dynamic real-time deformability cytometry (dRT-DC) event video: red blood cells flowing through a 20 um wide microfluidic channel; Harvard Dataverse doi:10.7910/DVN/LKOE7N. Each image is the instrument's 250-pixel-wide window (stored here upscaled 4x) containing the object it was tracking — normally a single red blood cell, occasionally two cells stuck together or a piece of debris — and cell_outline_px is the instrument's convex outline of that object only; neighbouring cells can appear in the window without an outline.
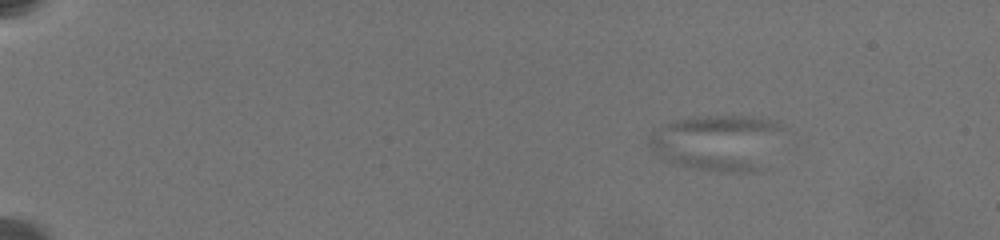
{"species": "common noctule bat (a hibernating species)", "species_latin": "Nyctalus noctula", "temperature_condition": "warm", "stored_images_in_passage": 38, "camera_frame_rate_fps": 3000, "um_per_image_px": 0.085, "animal": {"sex": "female", "body_mass_g": 19.5, "forearm_length_mm": 54.1}, "frame": {"image": 1, "passage_image": 8, "time_ms": 4.0, "image_size_px": [1000, 240], "cell_outline_px": [[776, 128], [756, 168], [752, 172], [716, 172], [688, 168], [676, 164], [660, 156], [648, 144], [648, 140], [652, 136], [672, 124], [688, 116], [748, 116], [772, 120], [776, 124]], "centroid_in_image_um": [60.79, 12.12], "position_along_channel_um": 24.2, "area_um2": 40.4}}
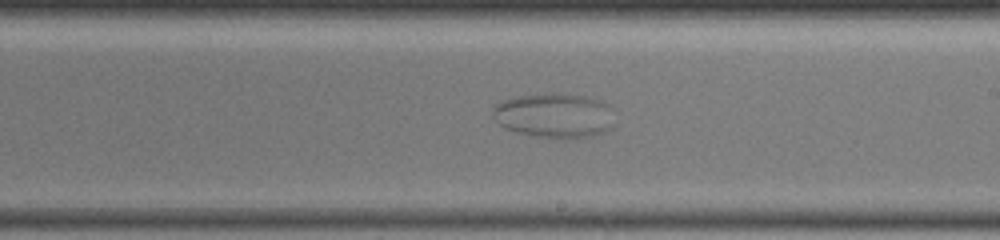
{"frame": {"image": 2, "passage_image": 27, "time_ms": 15.0, "image_size_px": [1000, 240], "cell_outline_px": [[612, 128], [604, 132], [592, 136], [560, 140], [556, 140], [516, 132], [504, 128], [496, 120], [492, 112], [492, 108], [496, 104], [504, 100], [520, 96], [584, 96], [596, 100], [604, 104], [612, 124]], "centroid_in_image_um": [47.04, 9.9], "position_along_channel_um": 242.0, "area_um2": 30.52}}
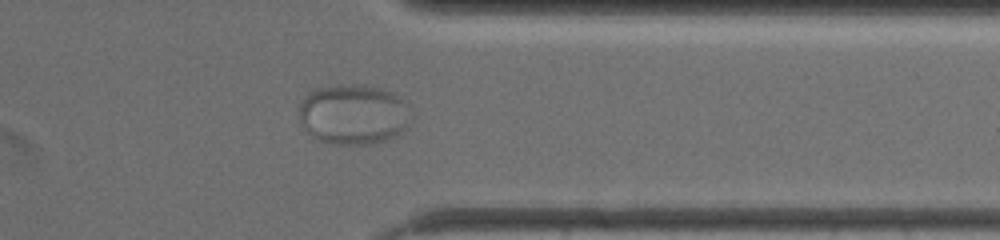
{"frame": {"image": 3, "passage_image": 33, "time_ms": 19.333, "image_size_px": [1000, 240], "cell_outline_px": [[408, 128], [396, 136], [388, 140], [368, 144], [332, 144], [316, 140], [304, 128], [300, 120], [300, 104], [304, 96], [308, 92], [316, 88], [352, 84], [364, 84], [388, 92], [404, 100], [408, 104]], "centroid_in_image_um": [30.02, 9.74], "position_along_channel_um": 381.4, "area_um2": 39.25}}